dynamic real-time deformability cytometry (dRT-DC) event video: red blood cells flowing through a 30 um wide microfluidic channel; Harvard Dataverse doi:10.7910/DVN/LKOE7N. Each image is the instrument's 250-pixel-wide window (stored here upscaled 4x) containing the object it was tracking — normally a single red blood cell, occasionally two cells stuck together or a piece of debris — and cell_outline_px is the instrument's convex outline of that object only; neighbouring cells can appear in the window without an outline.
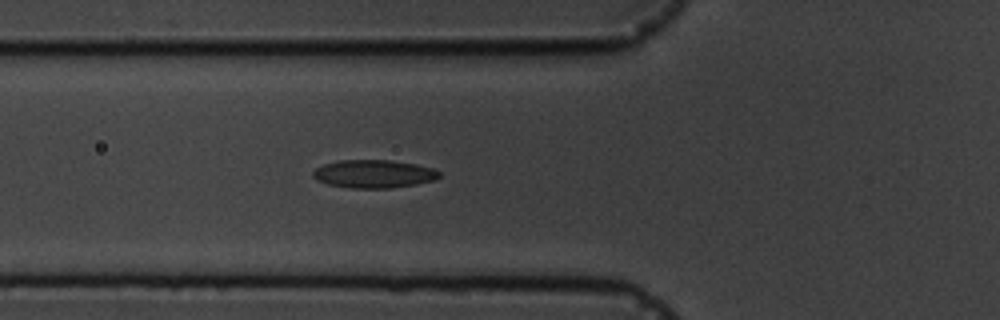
{"species": "common noctule bat (a hibernating species)", "species_latin": "Nyctalus noctula", "temperature_condition": "cold", "stored_images_in_passage": 6, "camera_frame_rate_fps": 3000, "um_per_image_px": 0.085, "animal": {"sex": "male", "body_mass_g": 19.5, "forearm_length_mm": 54.6}, "frame": {"image": 1, "passage_image": 6, "time_ms": 5.667, "image_size_px": [1000, 320], "cell_outline_px": [[440, 176], [436, 180], [416, 184], [392, 188], [352, 188], [328, 184], [316, 180], [312, 176], [312, 172], [316, 168], [324, 164], [340, 160], [388, 160], [416, 164], [432, 168], [440, 172]], "centroid_in_image_um": [31.77, 14.78], "position_along_channel_um": 94.0, "area_um2": 20.69}}